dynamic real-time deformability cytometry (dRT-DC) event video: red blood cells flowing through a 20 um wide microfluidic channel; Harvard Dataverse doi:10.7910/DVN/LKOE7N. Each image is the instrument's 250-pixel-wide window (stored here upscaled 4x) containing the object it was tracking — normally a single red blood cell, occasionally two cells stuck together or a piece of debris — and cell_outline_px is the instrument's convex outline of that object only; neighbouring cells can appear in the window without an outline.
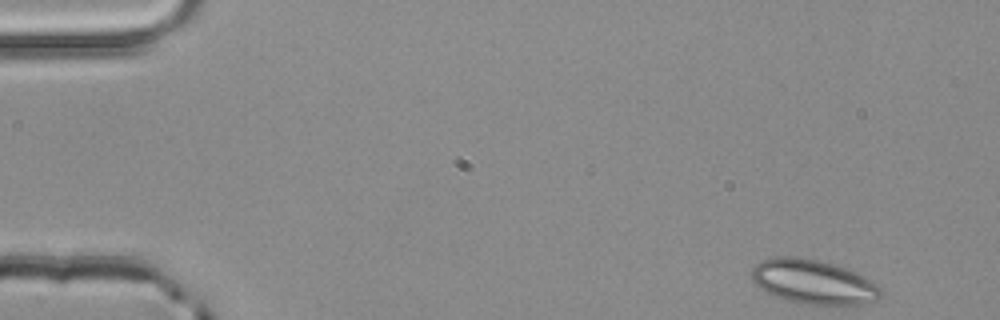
{"species": "common noctule bat (a hibernating species)", "species_latin": "Nyctalus noctula", "temperature_condition": "room temperature", "stored_images_in_passage": 3, "camera_frame_rate_fps": 3000, "um_per_image_px": 0.085, "animal": {"sex": "male", "body_mass_g": 20.4}, "frame": {"image": 1, "passage_image": 3, "time_ms": 0.667, "image_size_px": [1000, 320], "cell_outline_px": [[884, 296], [876, 300], [864, 304], [800, 304], [776, 296], [760, 288], [752, 280], [752, 268], [756, 264], [764, 260], [776, 256], [800, 256], [820, 260], [844, 268], [864, 276], [872, 280], [884, 292]], "centroid_in_image_um": [69.16, 23.95], "position_along_channel_um": 15.8, "area_um2": 33.35}}